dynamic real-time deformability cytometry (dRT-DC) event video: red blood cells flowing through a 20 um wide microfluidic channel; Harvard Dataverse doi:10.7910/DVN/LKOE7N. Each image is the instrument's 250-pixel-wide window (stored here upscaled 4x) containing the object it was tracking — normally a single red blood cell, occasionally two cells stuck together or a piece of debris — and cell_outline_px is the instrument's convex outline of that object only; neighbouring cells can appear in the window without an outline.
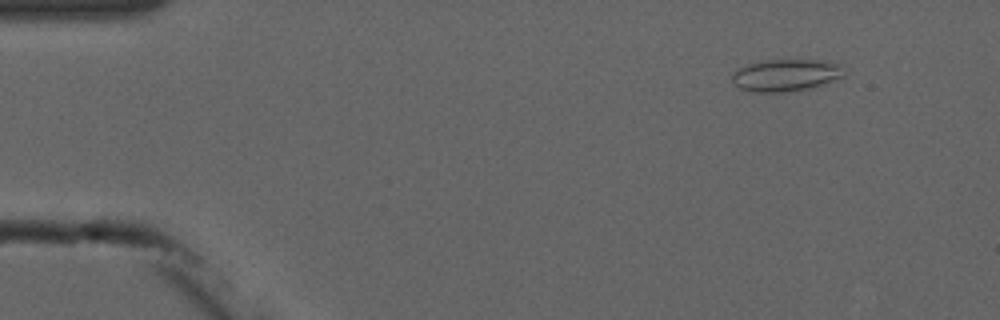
{"species": "common noctule bat (a hibernating species)", "species_latin": "Nyctalus noctula", "temperature_condition": "cold", "stored_images_in_passage": 5, "camera_frame_rate_fps": 3000, "um_per_image_px": 0.085, "animal": {"sex": "male", "forearm_length_mm": 52.5}, "frame": {"image": 1, "passage_image": 2, "time_ms": 1.333, "image_size_px": [1000, 320], "cell_outline_px": [[848, 72], [844, 76], [824, 84], [812, 88], [788, 92], [748, 92], [740, 88], [732, 80], [732, 72], [748, 64], [764, 60], [828, 60], [840, 64]], "centroid_in_image_um": [66.86, 6.39], "position_along_channel_um": 18.1, "area_um2": 21.33}}